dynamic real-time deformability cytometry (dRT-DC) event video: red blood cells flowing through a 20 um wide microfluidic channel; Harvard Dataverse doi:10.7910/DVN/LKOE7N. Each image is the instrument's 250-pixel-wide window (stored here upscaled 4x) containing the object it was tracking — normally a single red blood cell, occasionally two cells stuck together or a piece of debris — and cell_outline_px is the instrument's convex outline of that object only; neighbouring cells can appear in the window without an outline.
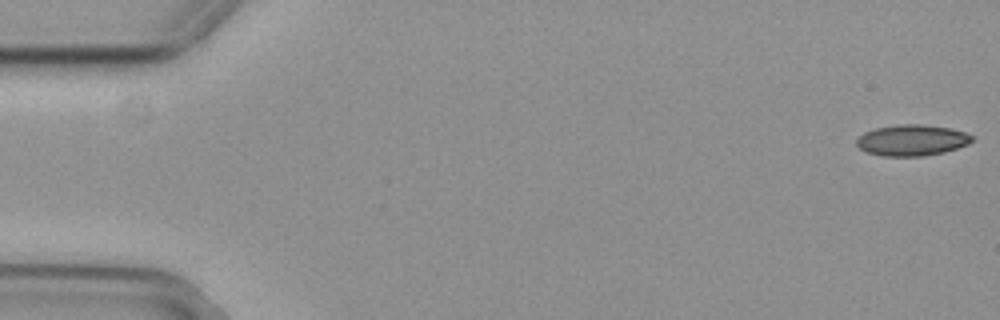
{"species": "common noctule bat (a hibernating species)", "species_latin": "Nyctalus noctula", "temperature_condition": "cold", "stored_images_in_passage": 55, "camera_frame_rate_fps": 3000, "um_per_image_px": 0.085, "animal": {"sex": "female", "body_mass_g": 29.2, "forearm_length_mm": 56.3}, "frame": {"image": 1, "passage_image": 1, "time_ms": 0.0, "image_size_px": [1000, 320], "cell_outline_px": [[976, 140], [968, 144], [944, 152], [924, 156], [880, 156], [864, 152], [856, 144], [856, 140], [864, 132], [876, 128], [900, 124], [920, 124], [948, 128], [964, 132], [972, 136]], "centroid_in_image_um": [77.5, 11.93], "position_along_channel_um": 7.5, "area_um2": 20.92}}
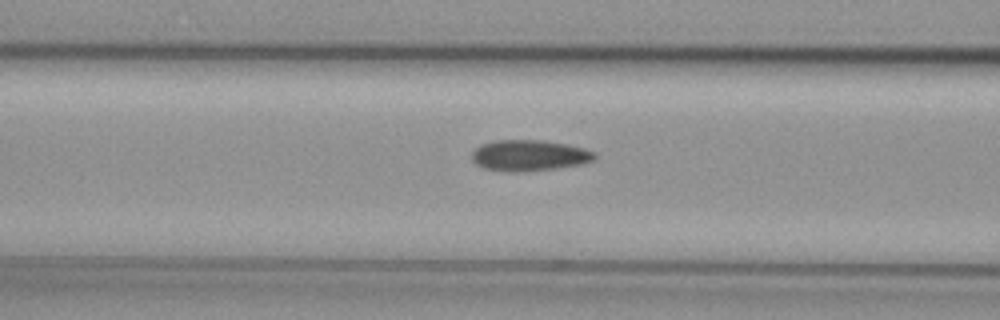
{"frame": {"image": 2, "passage_image": 22, "time_ms": 7.0, "image_size_px": [1000, 320], "cell_outline_px": [[596, 160], [580, 164], [556, 168], [524, 172], [508, 172], [484, 168], [476, 164], [472, 160], [472, 152], [480, 144], [496, 140], [544, 140], [568, 144], [584, 148], [596, 152]], "centroid_in_image_um": [45.0, 13.21], "position_along_channel_um": 121.6, "area_um2": 22.43}}
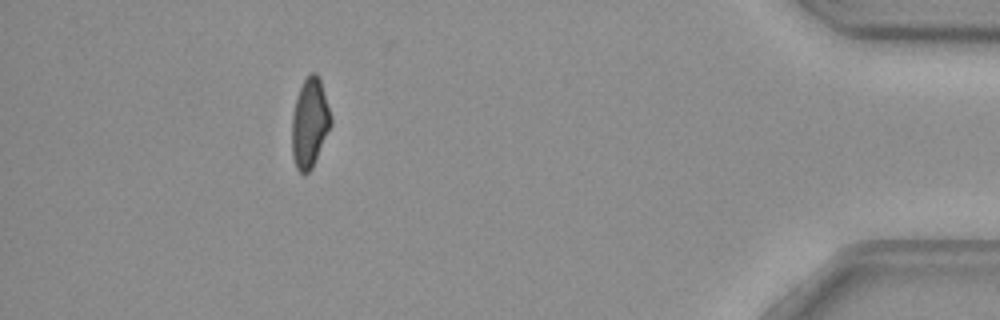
{"frame": {"image": 3, "passage_image": 50, "time_ms": 16.333, "image_size_px": [1000, 320], "cell_outline_px": [[332, 124], [312, 168], [304, 176], [296, 168], [292, 156], [292, 116], [296, 100], [300, 88], [304, 80], [312, 72], [316, 72], [320, 80], [332, 120]], "centroid_in_image_um": [26.31, 10.5], "position_along_channel_um": 408.9, "area_um2": 20.06}, "authors_computed_cell_mechanics": {"area_um2": 21.5016, "velocity_mm_per_s": 3.7169, "shape_relaxation_time_tau1_ms": 6.9816, "shape_relaxation_time_tau2_ms": 6.975, "deformation_change_tau1": 0.1409, "deformation_change_tau2": 0.1363}}